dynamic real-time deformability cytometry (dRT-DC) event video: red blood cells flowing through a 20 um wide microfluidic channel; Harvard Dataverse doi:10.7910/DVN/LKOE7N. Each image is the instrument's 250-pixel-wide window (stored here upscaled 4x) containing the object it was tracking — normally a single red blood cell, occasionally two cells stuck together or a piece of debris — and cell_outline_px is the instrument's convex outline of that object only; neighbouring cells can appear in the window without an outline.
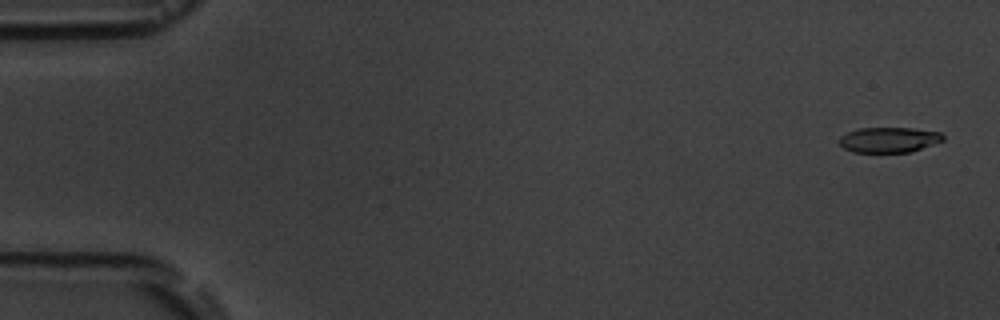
{"species": "common noctule bat (a hibernating species)", "species_latin": "Nyctalus noctula", "temperature_condition": "room temperature", "stored_images_in_passage": 15, "camera_frame_rate_fps": 3000, "um_per_image_px": 0.085, "animal": {"sex": "male", "body_mass_g": 19.5, "forearm_length_mm": 54.6}, "frame": {"image": 1, "passage_image": 1, "time_ms": 0.0, "image_size_px": [1000, 320], "cell_outline_px": [[944, 140], [908, 152], [852, 152], [844, 148], [840, 144], [840, 136], [856, 128], [912, 128], [940, 132], [944, 136]], "centroid_in_image_um": [75.53, 11.87], "position_along_channel_um": 9.5, "area_um2": 15.14}}
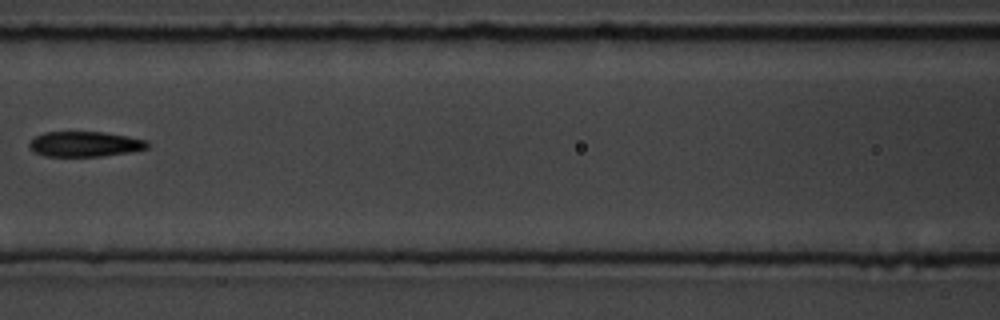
{"frame": {"image": 2, "passage_image": 7, "time_ms": 8.0, "image_size_px": [1000, 320], "cell_outline_px": [[152, 144], [148, 148], [128, 152], [100, 156], [44, 156], [36, 152], [28, 144], [36, 136], [44, 132], [104, 132], [128, 136], [148, 140]], "centroid_in_image_um": [7.28, 12.24], "position_along_channel_um": 159.3, "area_um2": 17.28}}
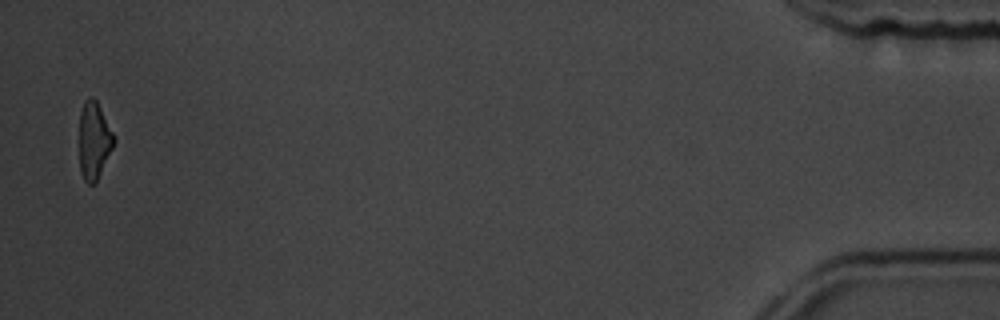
{"frame": {"image": 3, "passage_image": 15, "time_ms": 18.0, "image_size_px": [1000, 320], "cell_outline_px": [[116, 140], [96, 180], [92, 184], [88, 184], [84, 180], [80, 172], [80, 112], [84, 100], [88, 96], [92, 96], [96, 100]], "centroid_in_image_um": [7.97, 11.91], "position_along_channel_um": 427.2, "area_um2": 15.2}, "authors_computed_cell_mechanics": {"area_um2": 17.1088, "velocity_mm_per_s": 3.6032, "shape_relaxation_time_tau1_ms": 5.7187, "shape_relaxation_time_tau2_ms": 4.026, "deformation_change_tau1": 0.1792, "deformation_change_tau2": 0.1134}}